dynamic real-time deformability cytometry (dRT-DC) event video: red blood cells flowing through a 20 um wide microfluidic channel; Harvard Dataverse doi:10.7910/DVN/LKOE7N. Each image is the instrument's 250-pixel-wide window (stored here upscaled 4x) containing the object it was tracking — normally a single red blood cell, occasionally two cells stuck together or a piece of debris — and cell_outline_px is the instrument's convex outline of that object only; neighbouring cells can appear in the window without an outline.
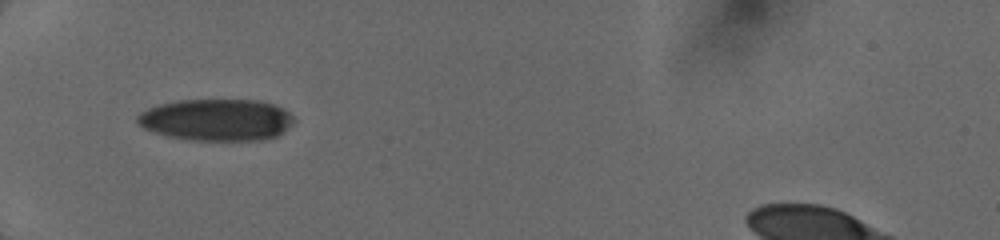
{"species": "human", "species_latin": "Homo sapiens", "temperature_condition": "cold", "stored_images_in_passage": 23, "camera_frame_rate_fps": 3000, "um_per_image_px": 0.085, "donor": {"sex": "female"}, "frame": {"image": 1, "passage_image": 7, "time_ms": 4.333, "image_size_px": [1000, 240], "cell_outline_px": [[296, 120], [292, 124], [276, 136], [264, 140], [188, 140], [168, 136], [144, 128], [136, 120], [136, 116], [140, 112], [148, 108], [160, 104], [180, 100], [256, 100], [272, 104], [288, 112]], "centroid_in_image_um": [18.39, 10.19], "position_along_channel_um": 66.6, "area_um2": 37.92}}
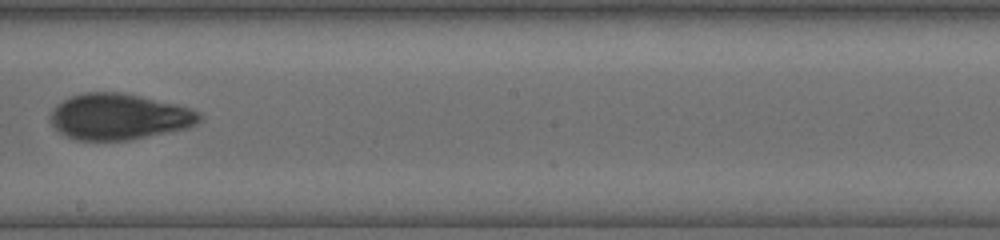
{"frame": {"image": 2, "passage_image": 13, "time_ms": 8.667, "image_size_px": [1000, 240], "cell_outline_px": [[204, 116], [196, 124], [188, 128], [128, 140], [76, 140], [64, 136], [52, 124], [48, 116], [52, 108], [56, 104], [72, 96], [84, 92], [124, 92], [176, 104], [200, 112]], "centroid_in_image_um": [10.09, 9.91], "position_along_channel_um": 238.1, "area_um2": 40.17}}
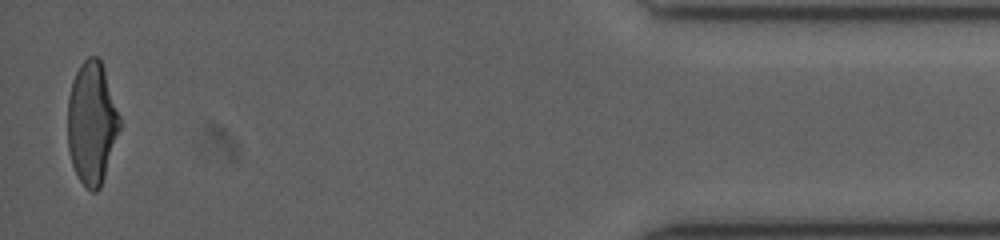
{"frame": {"image": 3, "passage_image": 23, "time_ms": 14.667, "image_size_px": [1000, 240], "cell_outline_px": [[120, 128], [100, 188], [96, 192], [92, 192], [80, 180], [72, 164], [68, 148], [68, 96], [72, 80], [80, 64], [88, 56], [96, 56], [100, 60], [104, 68], [120, 116]], "centroid_in_image_um": [7.8, 10.42], "position_along_channel_um": 427.4, "area_um2": 36.88}}